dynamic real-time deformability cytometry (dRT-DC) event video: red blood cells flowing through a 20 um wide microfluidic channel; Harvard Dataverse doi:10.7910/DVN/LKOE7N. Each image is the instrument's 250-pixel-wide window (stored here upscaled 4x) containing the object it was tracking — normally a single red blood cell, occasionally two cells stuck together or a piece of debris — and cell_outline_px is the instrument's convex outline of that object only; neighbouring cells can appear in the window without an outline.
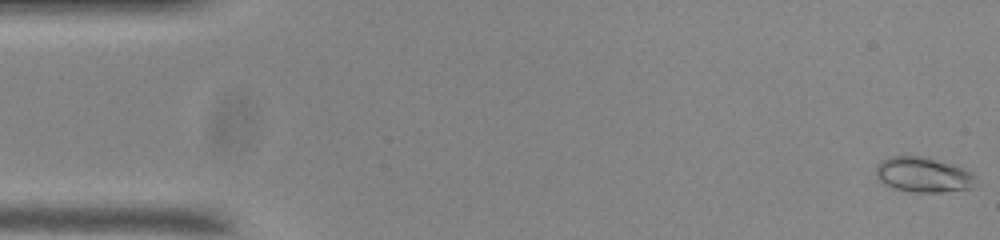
{"species": "common noctule bat (a hibernating species)", "species_latin": "Nyctalus noctula", "temperature_condition": "room temperature", "stored_images_in_passage": 54, "camera_frame_rate_fps": 3000, "um_per_image_px": 0.085, "animal": {"sex": "male", "body_mass_g": 20.0, "forearm_length_mm": 53.3}, "frame": {"image": 1, "passage_image": 1, "time_ms": 0.0, "image_size_px": [1000, 240], "cell_outline_px": [[976, 176], [972, 188], [944, 192], [912, 192], [896, 188], [884, 184], [876, 176], [876, 164], [880, 160], [892, 156], [928, 156], [952, 164], [972, 172]], "centroid_in_image_um": [78.47, 14.84], "position_along_channel_um": 6.5, "area_um2": 20.58}}
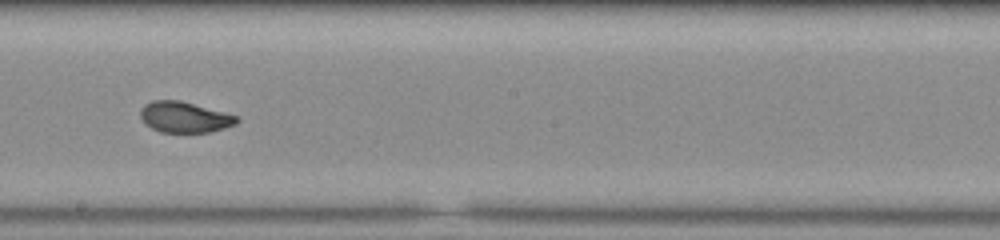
{"frame": {"image": 2, "passage_image": 30, "time_ms": 9.667, "image_size_px": [1000, 240], "cell_outline_px": [[240, 120], [236, 124], [224, 128], [208, 132], [160, 132], [144, 124], [140, 116], [140, 108], [144, 104], [152, 100], [180, 100], [236, 116]], "centroid_in_image_um": [15.63, 9.96], "position_along_channel_um": 232.6, "area_um2": 17.22}}
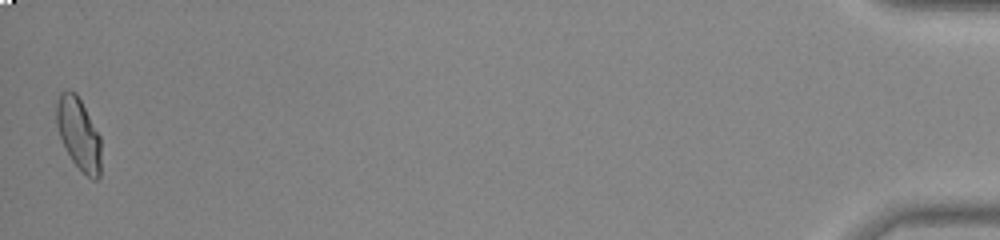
{"frame": {"image": 3, "passage_image": 54, "time_ms": 17.667, "image_size_px": [1000, 240], "cell_outline_px": [[100, 176], [96, 180], [92, 180], [72, 160], [60, 136], [56, 124], [56, 104], [60, 92], [68, 88], [76, 92], [100, 136]], "centroid_in_image_um": [6.68, 11.33], "position_along_channel_um": 428.5, "area_um2": 18.5}, "authors_computed_cell_mechanics": {"area_um2": 18.0625, "velocity_mm_per_s": 3.7253, "shape_relaxation_time_tau1_ms": 6.4881, "shape_relaxation_time_tau2_ms": 0.7663, "deformation_change_tau1": 0.1958, "deformation_change_tau2": 0.0526}}